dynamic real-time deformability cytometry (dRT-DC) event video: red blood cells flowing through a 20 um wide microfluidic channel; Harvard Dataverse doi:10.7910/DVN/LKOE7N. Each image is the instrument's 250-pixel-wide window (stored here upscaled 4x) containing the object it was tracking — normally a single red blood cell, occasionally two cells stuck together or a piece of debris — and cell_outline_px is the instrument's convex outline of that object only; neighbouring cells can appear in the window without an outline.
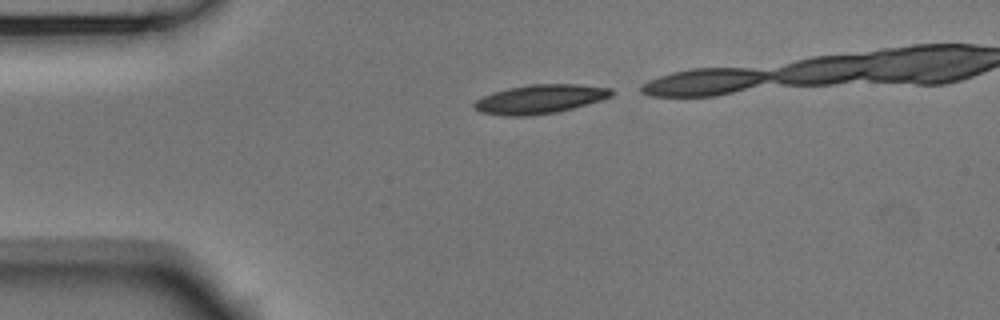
{"species": "Egyptian fruit bat (a non-hibernating species)", "species_latin": "Rousettus aegyptiacus", "temperature_condition": "room temperature", "stored_images_in_passage": 12, "camera_frame_rate_fps": 3000, "um_per_image_px": 0.085, "animal": {"sex": "male"}, "frame": {"image": 1, "passage_image": 1, "time_ms": 0.0, "image_size_px": [1000, 320], "cell_outline_px": [[612, 96], [600, 100], [572, 108], [556, 112], [528, 116], [508, 116], [480, 112], [472, 104], [476, 100], [492, 92], [508, 88], [532, 84], [576, 84], [612, 88]], "centroid_in_image_um": [45.88, 8.42], "position_along_channel_um": 39.1, "area_um2": 22.95}}
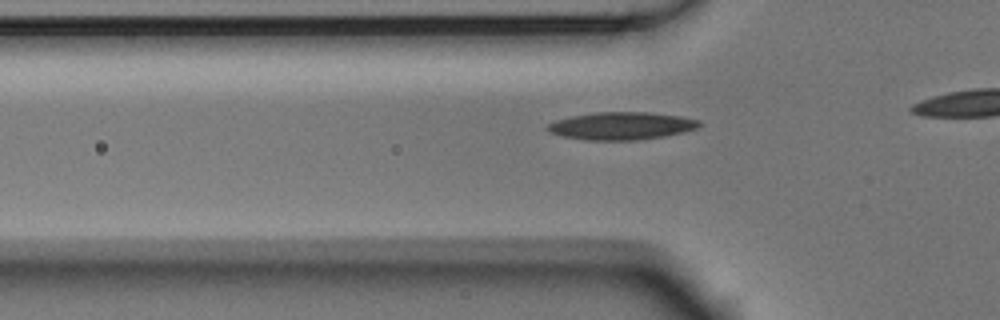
{"frame": {"image": 2, "passage_image": 6, "time_ms": 1.667, "image_size_px": [1000, 320], "cell_outline_px": [[700, 124], [696, 128], [684, 132], [664, 136], [640, 140], [584, 140], [564, 136], [552, 132], [544, 128], [548, 124], [556, 120], [572, 116], [596, 112], [648, 112], [680, 116], [700, 120]], "centroid_in_image_um": [52.83, 10.7], "position_along_channel_um": 73.0, "area_um2": 24.33}}
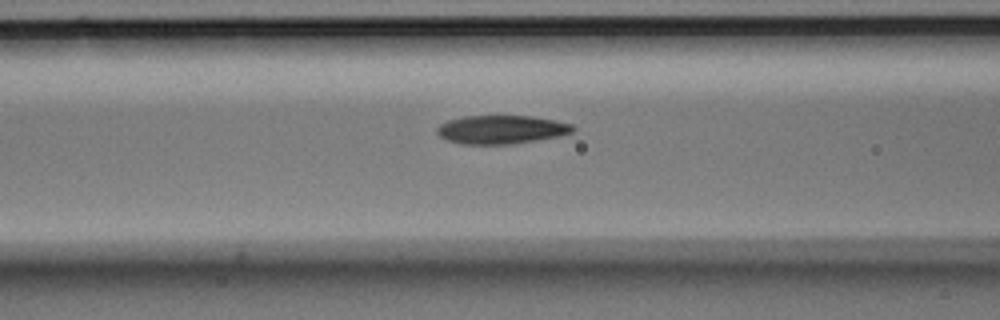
{"frame": {"image": 3, "passage_image": 10, "time_ms": 3.0, "image_size_px": [1000, 320], "cell_outline_px": [[576, 128], [572, 132], [560, 136], [512, 144], [460, 144], [448, 140], [440, 136], [436, 132], [436, 128], [440, 124], [448, 120], [464, 116], [532, 116], [556, 120], [572, 124]], "centroid_in_image_um": [42.62, 11.01], "position_along_channel_um": 124.0, "area_um2": 22.66}}